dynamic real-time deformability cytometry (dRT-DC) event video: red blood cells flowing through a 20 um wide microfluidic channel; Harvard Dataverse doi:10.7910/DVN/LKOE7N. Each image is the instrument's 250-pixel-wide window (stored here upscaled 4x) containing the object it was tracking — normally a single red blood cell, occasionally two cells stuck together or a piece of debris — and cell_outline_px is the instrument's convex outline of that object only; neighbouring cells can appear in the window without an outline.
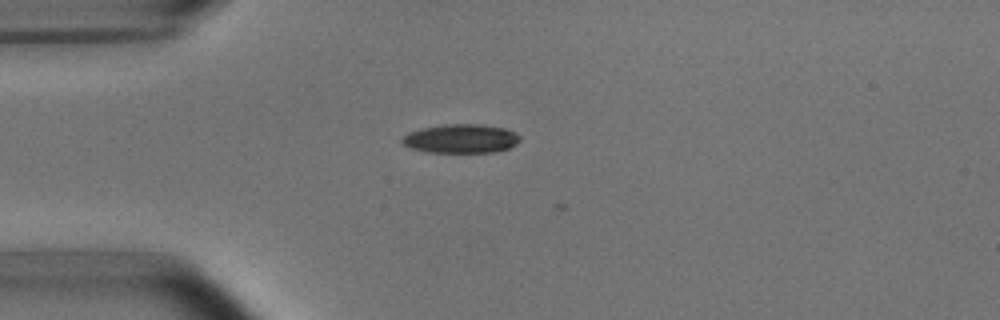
{"species": "common noctule bat (a hibernating species)", "species_latin": "Nyctalus noctula", "temperature_condition": "room temperature", "stored_images_in_passage": 4, "camera_frame_rate_fps": 3000, "um_per_image_px": 0.085, "animal": {"sex": "male", "body_mass_g": 15.6}, "frame": {"image": 1, "passage_image": 3, "time_ms": 2.333, "image_size_px": [1000, 320], "cell_outline_px": [[520, 140], [516, 144], [508, 148], [492, 152], [428, 152], [412, 148], [404, 144], [400, 140], [408, 132], [420, 128], [444, 124], [480, 124], [504, 128], [516, 132], [520, 136]], "centroid_in_image_um": [39.18, 11.77], "position_along_channel_um": 45.8, "area_um2": 19.83}}